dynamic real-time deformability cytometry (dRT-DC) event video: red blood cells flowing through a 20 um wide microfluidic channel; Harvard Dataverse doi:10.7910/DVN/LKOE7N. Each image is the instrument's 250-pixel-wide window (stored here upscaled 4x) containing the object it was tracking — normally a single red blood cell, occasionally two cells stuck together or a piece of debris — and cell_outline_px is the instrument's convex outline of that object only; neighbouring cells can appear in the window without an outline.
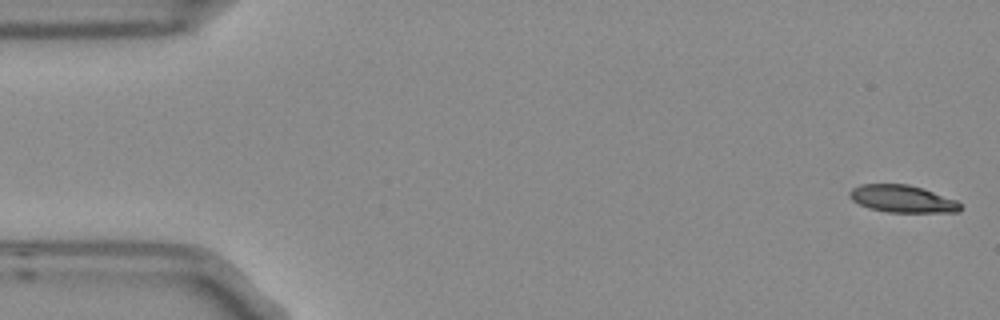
{"species": "Egyptian fruit bat (a non-hibernating species)", "species_latin": "Rousettus aegyptiacus", "temperature_condition": "room temperature", "stored_images_in_passage": 5, "camera_frame_rate_fps": 3000, "um_per_image_px": 0.085, "frame": {"image": 1, "passage_image": 1, "time_ms": 0.0, "image_size_px": [1000, 320], "cell_outline_px": [[960, 212], [888, 212], [868, 208], [852, 200], [848, 192], [852, 188], [860, 184], [908, 184], [924, 188], [956, 200], [960, 204]], "centroid_in_image_um": [76.69, 16.89], "position_along_channel_um": 8.3, "area_um2": 17.63}}